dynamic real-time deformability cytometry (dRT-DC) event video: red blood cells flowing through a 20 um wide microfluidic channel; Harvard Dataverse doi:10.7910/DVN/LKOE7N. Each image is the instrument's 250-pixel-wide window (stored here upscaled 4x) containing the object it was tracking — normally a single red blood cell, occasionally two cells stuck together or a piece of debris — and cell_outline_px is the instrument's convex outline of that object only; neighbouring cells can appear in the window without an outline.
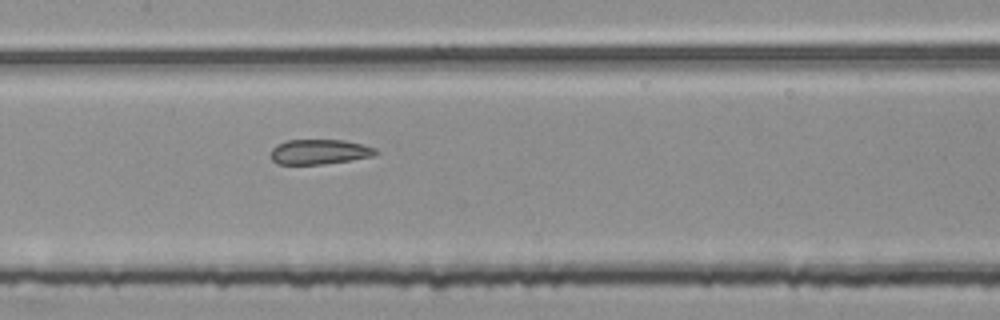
{"species": "common noctule bat (a hibernating species)", "species_latin": "Nyctalus noctula", "temperature_condition": "room temperature", "stored_images_in_passage": 55, "segment_of_instrument_passage": [2, 2], "camera_frame_rate_fps": 3000, "um_per_image_px": 0.085, "animal": {"sex": "female", "body_mass_g": 25.1}, "frame": {"image": 1, "passage_image": 27, "time_ms": 8.667, "image_size_px": [1000, 320], "cell_outline_px": [[380, 152], [372, 156], [324, 164], [276, 164], [272, 160], [272, 148], [288, 140], [344, 140], [376, 148]], "centroid_in_image_um": [27.16, 12.91], "position_along_channel_um": 180.2, "area_um2": 15.03}}
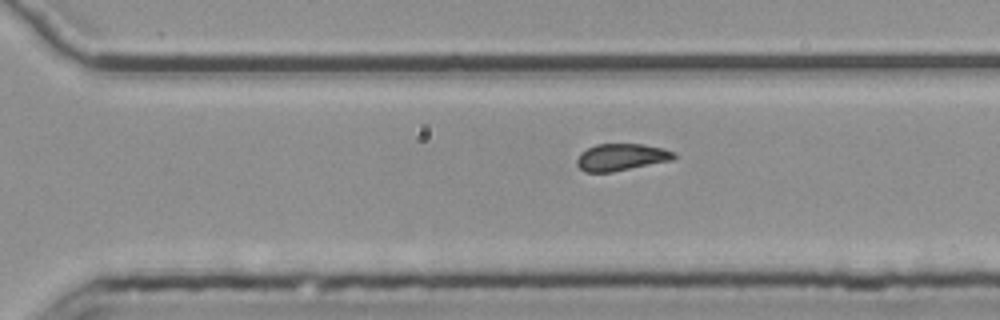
{"frame": {"image": 2, "passage_image": 38, "time_ms": 12.333, "image_size_px": [1000, 320], "cell_outline_px": [[676, 156], [672, 160], [612, 172], [584, 172], [576, 164], [576, 160], [580, 152], [596, 144], [640, 144], [664, 148], [676, 152]], "centroid_in_image_um": [52.8, 13.36], "position_along_channel_um": 317.8, "area_um2": 15.32}}
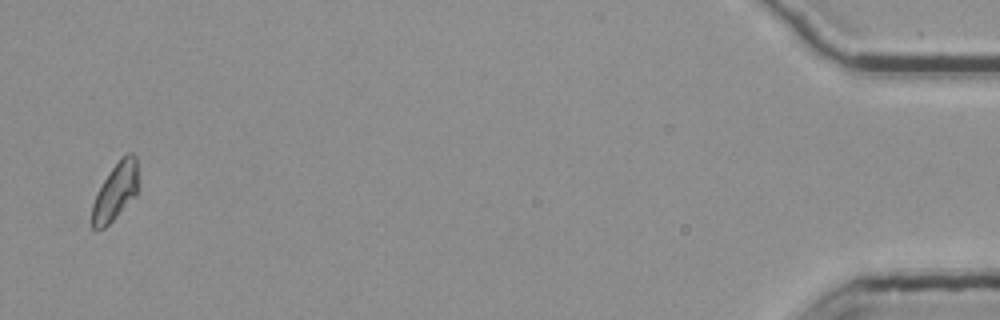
{"frame": {"image": 3, "passage_image": 54, "time_ms": 17.667, "image_size_px": [1000, 320], "cell_outline_px": [[136, 196], [104, 228], [92, 228], [92, 204], [104, 180], [112, 168], [128, 152], [132, 152], [136, 156]], "centroid_in_image_um": [9.8, 16.3], "position_along_channel_um": 425.4, "area_um2": 14.74}}